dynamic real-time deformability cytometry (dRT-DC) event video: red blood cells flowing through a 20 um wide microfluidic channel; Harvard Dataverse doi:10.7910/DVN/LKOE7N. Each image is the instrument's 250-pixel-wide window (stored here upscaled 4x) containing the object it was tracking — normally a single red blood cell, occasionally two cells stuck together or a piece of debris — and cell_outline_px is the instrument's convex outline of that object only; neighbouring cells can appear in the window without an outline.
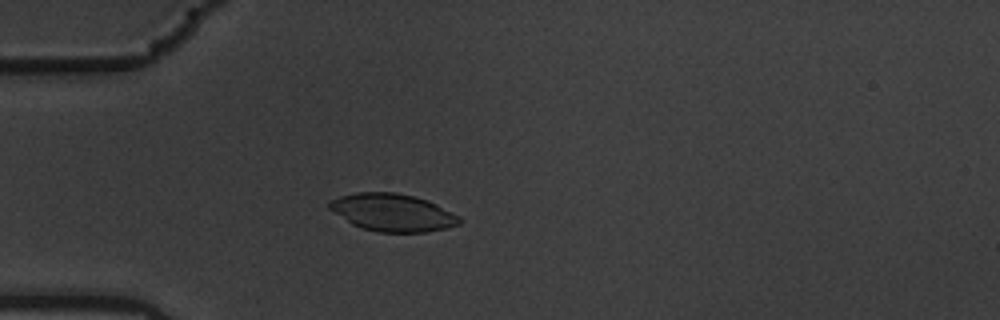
{"species": "common noctule bat (a hibernating species)", "species_latin": "Nyctalus noctula", "temperature_condition": "warm", "stored_images_in_passage": 58, "camera_frame_rate_fps": 3000, "um_per_image_px": 0.085, "animal": {"sex": "male", "body_mass_g": 19.5, "forearm_length_mm": 54.6}, "frame": {"image": 1, "passage_image": 17, "time_ms": 5.333, "image_size_px": [1000, 320], "cell_outline_px": [[460, 224], [448, 228], [424, 232], [376, 232], [360, 228], [352, 224], [328, 208], [328, 204], [332, 200], [340, 196], [356, 192], [396, 192], [428, 200], [460, 216]], "centroid_in_image_um": [33.37, 18.07], "position_along_channel_um": 51.6, "area_um2": 28.44}}
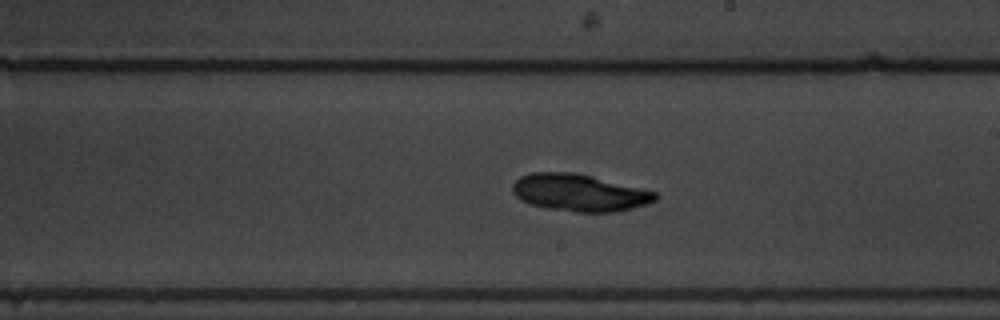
{"frame": {"image": 2, "passage_image": 34, "time_ms": 11.0, "image_size_px": [1000, 320], "cell_outline_px": [[660, 196], [656, 200], [648, 204], [632, 208], [612, 212], [576, 212], [548, 208], [528, 204], [520, 200], [512, 192], [512, 184], [520, 176], [532, 172], [576, 172], [656, 192]], "centroid_in_image_um": [49.22, 16.38], "position_along_channel_um": 239.8, "area_um2": 30.98}}
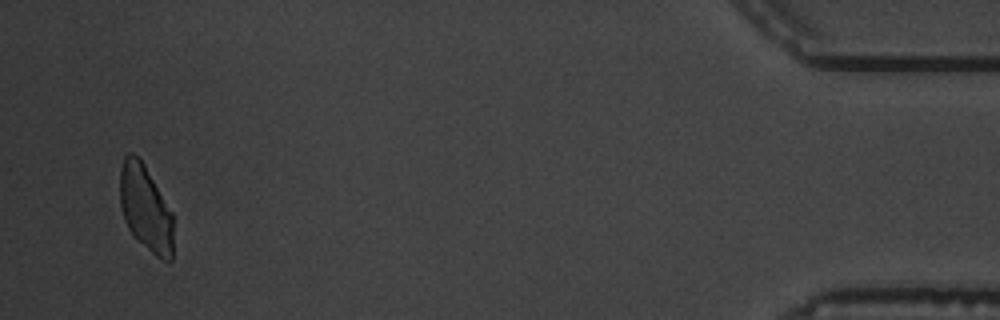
{"frame": {"image": 3, "passage_image": 56, "time_ms": 18.333, "image_size_px": [1000, 320], "cell_outline_px": [[172, 260], [164, 260], [156, 256], [128, 228], [124, 220], [120, 208], [120, 168], [124, 156], [128, 152], [132, 152], [144, 164], [172, 212]], "centroid_in_image_um": [12.35, 17.65], "position_along_channel_um": 422.9, "area_um2": 26.3}, "authors_computed_cell_mechanics": {"area_um2": 28.4665, "velocity_mm_per_s": 3.5431, "shape_relaxation_time_tau1_ms": null, "shape_relaxation_time_tau2_ms": 3.5351, "deformation_change_tau1": null, "deformation_change_tau2": 0.0559}}